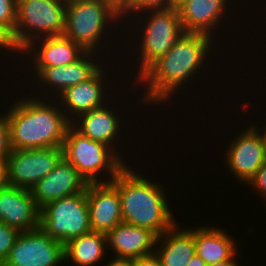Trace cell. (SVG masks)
Here are the masks:
<instances>
[{
    "label": "cell",
    "instance_id": "obj_12",
    "mask_svg": "<svg viewBox=\"0 0 266 266\" xmlns=\"http://www.w3.org/2000/svg\"><path fill=\"white\" fill-rule=\"evenodd\" d=\"M108 68L109 66L107 67L105 63L91 78L80 84L66 88L61 95L56 98L70 123L81 114L104 106L111 100L110 97L112 95L121 91L120 86L119 88L117 86L118 91L111 89L114 85V81L110 80L112 76H110L109 71H107L109 70ZM110 83L112 87H110ZM111 91L112 93H110Z\"/></svg>",
    "mask_w": 266,
    "mask_h": 266
},
{
    "label": "cell",
    "instance_id": "obj_8",
    "mask_svg": "<svg viewBox=\"0 0 266 266\" xmlns=\"http://www.w3.org/2000/svg\"><path fill=\"white\" fill-rule=\"evenodd\" d=\"M40 227L63 245L91 231L86 191L60 198L40 210Z\"/></svg>",
    "mask_w": 266,
    "mask_h": 266
},
{
    "label": "cell",
    "instance_id": "obj_7",
    "mask_svg": "<svg viewBox=\"0 0 266 266\" xmlns=\"http://www.w3.org/2000/svg\"><path fill=\"white\" fill-rule=\"evenodd\" d=\"M67 0H17L15 33L9 38L14 53L33 40L63 35Z\"/></svg>",
    "mask_w": 266,
    "mask_h": 266
},
{
    "label": "cell",
    "instance_id": "obj_16",
    "mask_svg": "<svg viewBox=\"0 0 266 266\" xmlns=\"http://www.w3.org/2000/svg\"><path fill=\"white\" fill-rule=\"evenodd\" d=\"M232 1L233 0L186 1L178 9L183 31L206 34L211 36L217 42L221 36L218 35V30L223 28V25H227L226 20L232 15V13H230L232 11H229V9L233 10V5L235 4L234 1ZM230 3L233 4L231 5L232 8L229 6ZM226 11L230 13V16ZM224 21L226 22V25L224 24ZM218 36L219 38L217 39Z\"/></svg>",
    "mask_w": 266,
    "mask_h": 266
},
{
    "label": "cell",
    "instance_id": "obj_3",
    "mask_svg": "<svg viewBox=\"0 0 266 266\" xmlns=\"http://www.w3.org/2000/svg\"><path fill=\"white\" fill-rule=\"evenodd\" d=\"M129 165L110 181L120 193L123 222L148 229L159 237L178 222L170 208L167 189Z\"/></svg>",
    "mask_w": 266,
    "mask_h": 266
},
{
    "label": "cell",
    "instance_id": "obj_14",
    "mask_svg": "<svg viewBox=\"0 0 266 266\" xmlns=\"http://www.w3.org/2000/svg\"><path fill=\"white\" fill-rule=\"evenodd\" d=\"M117 94L118 92L113 95V99L111 97V100L104 106L95 108L87 113L78 116L71 122V125L77 131H79L84 136H87L91 140L102 142L113 148L121 156L123 155V153L121 154L122 149L120 150V146L124 145V141L120 140L122 137L121 135L126 134V136L128 137L125 131L127 130V128L129 129V126H125L127 125L126 123L123 124V121H125L123 120V118L125 119V112H121L120 108H118V102L120 101L118 100V98L116 101ZM114 100L116 101V105L113 102ZM121 124H123V126ZM124 126L126 127L125 130H123ZM119 141H121L123 145H121V142Z\"/></svg>",
    "mask_w": 266,
    "mask_h": 266
},
{
    "label": "cell",
    "instance_id": "obj_15",
    "mask_svg": "<svg viewBox=\"0 0 266 266\" xmlns=\"http://www.w3.org/2000/svg\"><path fill=\"white\" fill-rule=\"evenodd\" d=\"M85 52L78 43H75L65 35H56L33 40L17 55L19 59L17 57L15 59L17 62L23 60L22 63L17 64L25 65L23 62H27L25 69L29 67L49 68L71 64ZM21 56L23 57L21 58ZM23 58L29 60L24 61Z\"/></svg>",
    "mask_w": 266,
    "mask_h": 266
},
{
    "label": "cell",
    "instance_id": "obj_20",
    "mask_svg": "<svg viewBox=\"0 0 266 266\" xmlns=\"http://www.w3.org/2000/svg\"><path fill=\"white\" fill-rule=\"evenodd\" d=\"M156 240L152 231L126 222H121L107 234L108 251L113 252L111 256L131 260L153 254Z\"/></svg>",
    "mask_w": 266,
    "mask_h": 266
},
{
    "label": "cell",
    "instance_id": "obj_33",
    "mask_svg": "<svg viewBox=\"0 0 266 266\" xmlns=\"http://www.w3.org/2000/svg\"><path fill=\"white\" fill-rule=\"evenodd\" d=\"M7 185V161L6 159H0V189Z\"/></svg>",
    "mask_w": 266,
    "mask_h": 266
},
{
    "label": "cell",
    "instance_id": "obj_18",
    "mask_svg": "<svg viewBox=\"0 0 266 266\" xmlns=\"http://www.w3.org/2000/svg\"><path fill=\"white\" fill-rule=\"evenodd\" d=\"M86 197L92 231L108 234L123 222L120 193L111 182L89 183Z\"/></svg>",
    "mask_w": 266,
    "mask_h": 266
},
{
    "label": "cell",
    "instance_id": "obj_31",
    "mask_svg": "<svg viewBox=\"0 0 266 266\" xmlns=\"http://www.w3.org/2000/svg\"><path fill=\"white\" fill-rule=\"evenodd\" d=\"M109 3L120 15H122L131 4V0H104Z\"/></svg>",
    "mask_w": 266,
    "mask_h": 266
},
{
    "label": "cell",
    "instance_id": "obj_22",
    "mask_svg": "<svg viewBox=\"0 0 266 266\" xmlns=\"http://www.w3.org/2000/svg\"><path fill=\"white\" fill-rule=\"evenodd\" d=\"M228 231L220 227L195 226L196 254L207 266L223 261H236L238 245ZM230 235V236H229ZM237 254V255H236Z\"/></svg>",
    "mask_w": 266,
    "mask_h": 266
},
{
    "label": "cell",
    "instance_id": "obj_24",
    "mask_svg": "<svg viewBox=\"0 0 266 266\" xmlns=\"http://www.w3.org/2000/svg\"><path fill=\"white\" fill-rule=\"evenodd\" d=\"M17 0H0V30L9 39L15 33Z\"/></svg>",
    "mask_w": 266,
    "mask_h": 266
},
{
    "label": "cell",
    "instance_id": "obj_13",
    "mask_svg": "<svg viewBox=\"0 0 266 266\" xmlns=\"http://www.w3.org/2000/svg\"><path fill=\"white\" fill-rule=\"evenodd\" d=\"M248 126L230 140L223 155L226 169L244 186L266 160L262 136L252 124Z\"/></svg>",
    "mask_w": 266,
    "mask_h": 266
},
{
    "label": "cell",
    "instance_id": "obj_2",
    "mask_svg": "<svg viewBox=\"0 0 266 266\" xmlns=\"http://www.w3.org/2000/svg\"><path fill=\"white\" fill-rule=\"evenodd\" d=\"M22 95L21 98L16 96L13 104L3 105L10 106L4 111L10 131L11 148L62 147L66 130L71 123L59 102L56 99L37 98L24 92Z\"/></svg>",
    "mask_w": 266,
    "mask_h": 266
},
{
    "label": "cell",
    "instance_id": "obj_36",
    "mask_svg": "<svg viewBox=\"0 0 266 266\" xmlns=\"http://www.w3.org/2000/svg\"><path fill=\"white\" fill-rule=\"evenodd\" d=\"M256 129H257V131L260 133V135L262 136V139H263V142H264V146H265V150H266V123H265V126H263V129L264 130H262V128L260 127V129H259V127H258V125L257 124H252Z\"/></svg>",
    "mask_w": 266,
    "mask_h": 266
},
{
    "label": "cell",
    "instance_id": "obj_27",
    "mask_svg": "<svg viewBox=\"0 0 266 266\" xmlns=\"http://www.w3.org/2000/svg\"><path fill=\"white\" fill-rule=\"evenodd\" d=\"M246 185L251 187L252 191L255 190V194L258 192L260 199H263L266 206V160Z\"/></svg>",
    "mask_w": 266,
    "mask_h": 266
},
{
    "label": "cell",
    "instance_id": "obj_32",
    "mask_svg": "<svg viewBox=\"0 0 266 266\" xmlns=\"http://www.w3.org/2000/svg\"><path fill=\"white\" fill-rule=\"evenodd\" d=\"M100 265L103 266L102 264ZM104 266H132V260L112 257L111 259L106 260Z\"/></svg>",
    "mask_w": 266,
    "mask_h": 266
},
{
    "label": "cell",
    "instance_id": "obj_28",
    "mask_svg": "<svg viewBox=\"0 0 266 266\" xmlns=\"http://www.w3.org/2000/svg\"><path fill=\"white\" fill-rule=\"evenodd\" d=\"M2 111V114H0V159H7L12 148L10 144L9 126L5 117L4 109Z\"/></svg>",
    "mask_w": 266,
    "mask_h": 266
},
{
    "label": "cell",
    "instance_id": "obj_23",
    "mask_svg": "<svg viewBox=\"0 0 266 266\" xmlns=\"http://www.w3.org/2000/svg\"><path fill=\"white\" fill-rule=\"evenodd\" d=\"M106 250L108 251L107 234L91 230L64 245L65 263L98 266L102 261L109 259L105 257L109 253Z\"/></svg>",
    "mask_w": 266,
    "mask_h": 266
},
{
    "label": "cell",
    "instance_id": "obj_19",
    "mask_svg": "<svg viewBox=\"0 0 266 266\" xmlns=\"http://www.w3.org/2000/svg\"><path fill=\"white\" fill-rule=\"evenodd\" d=\"M0 222L20 232L40 227V210L31 190L10 185L0 189Z\"/></svg>",
    "mask_w": 266,
    "mask_h": 266
},
{
    "label": "cell",
    "instance_id": "obj_1",
    "mask_svg": "<svg viewBox=\"0 0 266 266\" xmlns=\"http://www.w3.org/2000/svg\"><path fill=\"white\" fill-rule=\"evenodd\" d=\"M214 41L216 42L206 34L184 32L175 45L135 81L134 85L137 87L142 84L140 88L145 91L136 104L151 105L152 108L166 105V103L172 104L169 103L172 101L171 98L180 97L176 95L182 93L181 88L186 89L191 85L189 83L197 82L195 77L198 78L200 73L206 72V63L210 64L209 60L213 58L219 46ZM141 101L142 104H140Z\"/></svg>",
    "mask_w": 266,
    "mask_h": 266
},
{
    "label": "cell",
    "instance_id": "obj_9",
    "mask_svg": "<svg viewBox=\"0 0 266 266\" xmlns=\"http://www.w3.org/2000/svg\"><path fill=\"white\" fill-rule=\"evenodd\" d=\"M104 57L105 56L101 55L100 58V53L86 51L79 59L68 65L49 68H32V74H35V79H32V82L29 81V79L28 82L27 79L25 81L27 83L26 85L29 83V86L35 83L31 86V90H33V92L29 93L32 96L35 95L37 98L56 99L66 88L80 84L81 82L91 78L104 65V63H102L104 62ZM97 60H99V62ZM34 80L36 82H34ZM39 86L41 87V90ZM32 87H37V89Z\"/></svg>",
    "mask_w": 266,
    "mask_h": 266
},
{
    "label": "cell",
    "instance_id": "obj_17",
    "mask_svg": "<svg viewBox=\"0 0 266 266\" xmlns=\"http://www.w3.org/2000/svg\"><path fill=\"white\" fill-rule=\"evenodd\" d=\"M89 183L78 170L64 158L31 189L36 206L41 210L60 198L86 191Z\"/></svg>",
    "mask_w": 266,
    "mask_h": 266
},
{
    "label": "cell",
    "instance_id": "obj_11",
    "mask_svg": "<svg viewBox=\"0 0 266 266\" xmlns=\"http://www.w3.org/2000/svg\"><path fill=\"white\" fill-rule=\"evenodd\" d=\"M65 264L64 245L41 227L21 232L0 266H59Z\"/></svg>",
    "mask_w": 266,
    "mask_h": 266
},
{
    "label": "cell",
    "instance_id": "obj_5",
    "mask_svg": "<svg viewBox=\"0 0 266 266\" xmlns=\"http://www.w3.org/2000/svg\"><path fill=\"white\" fill-rule=\"evenodd\" d=\"M118 23L122 32L123 20L120 13L104 0H67L63 35L78 43L85 51L101 52L105 55L102 49L107 48L110 54L107 44L114 39L105 36L111 37V31H118ZM106 39L111 41L107 42Z\"/></svg>",
    "mask_w": 266,
    "mask_h": 266
},
{
    "label": "cell",
    "instance_id": "obj_29",
    "mask_svg": "<svg viewBox=\"0 0 266 266\" xmlns=\"http://www.w3.org/2000/svg\"><path fill=\"white\" fill-rule=\"evenodd\" d=\"M132 266H161L155 253L132 260Z\"/></svg>",
    "mask_w": 266,
    "mask_h": 266
},
{
    "label": "cell",
    "instance_id": "obj_10",
    "mask_svg": "<svg viewBox=\"0 0 266 266\" xmlns=\"http://www.w3.org/2000/svg\"><path fill=\"white\" fill-rule=\"evenodd\" d=\"M62 158V147L12 149L6 159L8 185L31 190Z\"/></svg>",
    "mask_w": 266,
    "mask_h": 266
},
{
    "label": "cell",
    "instance_id": "obj_35",
    "mask_svg": "<svg viewBox=\"0 0 266 266\" xmlns=\"http://www.w3.org/2000/svg\"><path fill=\"white\" fill-rule=\"evenodd\" d=\"M188 0H169V8L178 10Z\"/></svg>",
    "mask_w": 266,
    "mask_h": 266
},
{
    "label": "cell",
    "instance_id": "obj_37",
    "mask_svg": "<svg viewBox=\"0 0 266 266\" xmlns=\"http://www.w3.org/2000/svg\"><path fill=\"white\" fill-rule=\"evenodd\" d=\"M238 263H239L238 260L237 261H223L220 263H214L209 266H240V264Z\"/></svg>",
    "mask_w": 266,
    "mask_h": 266
},
{
    "label": "cell",
    "instance_id": "obj_30",
    "mask_svg": "<svg viewBox=\"0 0 266 266\" xmlns=\"http://www.w3.org/2000/svg\"><path fill=\"white\" fill-rule=\"evenodd\" d=\"M0 50L3 51V52H1V54H2L1 56H4V54L7 51L6 55L8 56V59L9 60L12 59V62H13V60L15 58L14 56L16 55V53H14V50L11 47L9 39L1 32V30H0ZM8 54L9 55L11 54L10 57H12V58H10Z\"/></svg>",
    "mask_w": 266,
    "mask_h": 266
},
{
    "label": "cell",
    "instance_id": "obj_25",
    "mask_svg": "<svg viewBox=\"0 0 266 266\" xmlns=\"http://www.w3.org/2000/svg\"><path fill=\"white\" fill-rule=\"evenodd\" d=\"M169 9V0H131L130 7L121 15L124 21L145 10Z\"/></svg>",
    "mask_w": 266,
    "mask_h": 266
},
{
    "label": "cell",
    "instance_id": "obj_6",
    "mask_svg": "<svg viewBox=\"0 0 266 266\" xmlns=\"http://www.w3.org/2000/svg\"><path fill=\"white\" fill-rule=\"evenodd\" d=\"M62 150L63 158L71 163L88 183L110 182L131 160H123L125 157L120 156L113 148L91 140L71 124L66 130Z\"/></svg>",
    "mask_w": 266,
    "mask_h": 266
},
{
    "label": "cell",
    "instance_id": "obj_26",
    "mask_svg": "<svg viewBox=\"0 0 266 266\" xmlns=\"http://www.w3.org/2000/svg\"><path fill=\"white\" fill-rule=\"evenodd\" d=\"M20 233L16 228L0 222V265L7 258Z\"/></svg>",
    "mask_w": 266,
    "mask_h": 266
},
{
    "label": "cell",
    "instance_id": "obj_21",
    "mask_svg": "<svg viewBox=\"0 0 266 266\" xmlns=\"http://www.w3.org/2000/svg\"><path fill=\"white\" fill-rule=\"evenodd\" d=\"M180 227L177 222L157 237L154 253L159 258L161 266H186L196 254L195 227Z\"/></svg>",
    "mask_w": 266,
    "mask_h": 266
},
{
    "label": "cell",
    "instance_id": "obj_34",
    "mask_svg": "<svg viewBox=\"0 0 266 266\" xmlns=\"http://www.w3.org/2000/svg\"><path fill=\"white\" fill-rule=\"evenodd\" d=\"M186 266H207L202 258L195 254L188 262Z\"/></svg>",
    "mask_w": 266,
    "mask_h": 266
},
{
    "label": "cell",
    "instance_id": "obj_4",
    "mask_svg": "<svg viewBox=\"0 0 266 266\" xmlns=\"http://www.w3.org/2000/svg\"><path fill=\"white\" fill-rule=\"evenodd\" d=\"M132 17L136 18H131V20L127 19L125 21L126 23L130 21V24L132 26L130 27V24H123V29L125 31L124 33L127 36L125 38H129L130 36L132 38L138 34V37H134L132 38V40L131 38L126 39V43L129 42V44H131L130 42L132 41L131 46L129 44L127 45L129 49L133 48L129 54L130 56L134 55L133 57L131 56V63L133 59H136L133 63L137 62V60L139 61L135 63L136 67L134 68L136 69L132 70L131 68V71L135 72L137 70L138 72H136V75H134L135 77L132 81L134 83L154 62H156L159 58L165 55L175 45V42L184 33V31L182 29L181 20L179 18V12L176 9L169 8L145 10L143 12L133 15ZM135 25L137 26L136 28L134 27ZM125 26H129L130 28H127ZM131 28H134V32L133 30H130ZM127 29L135 35L132 34L128 36ZM133 42H135L136 44ZM135 56L136 58H134Z\"/></svg>",
    "mask_w": 266,
    "mask_h": 266
}]
</instances>
